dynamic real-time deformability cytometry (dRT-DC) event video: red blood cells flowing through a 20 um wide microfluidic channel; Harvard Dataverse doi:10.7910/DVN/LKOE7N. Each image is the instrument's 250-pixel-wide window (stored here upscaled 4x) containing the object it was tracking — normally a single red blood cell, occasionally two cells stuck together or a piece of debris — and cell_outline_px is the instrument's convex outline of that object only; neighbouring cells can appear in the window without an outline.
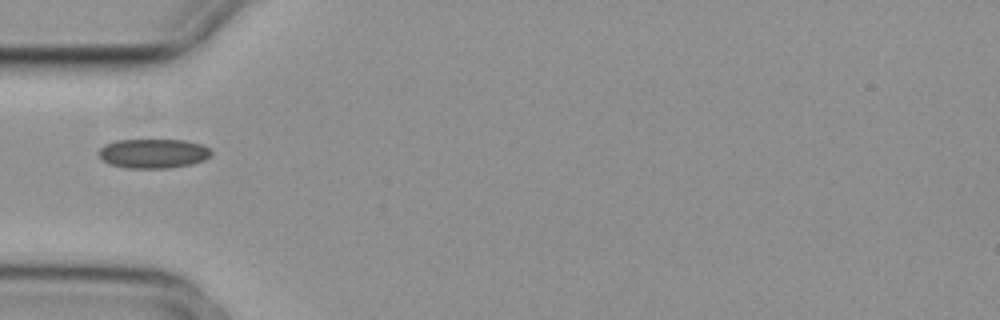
{"species": "common noctule bat (a hibernating species)", "species_latin": "Nyctalus noctula", "temperature_condition": "cold", "stored_images_in_passage": 1, "camera_frame_rate_fps": 3000, "um_per_image_px": 0.085, "animal": {"sex": "female", "body_mass_g": 29.2, "forearm_length_mm": 56.3}, "frame": {"image": 1, "passage_image": 1, "time_ms": 0.0, "image_size_px": [1000, 320], "cell_outline_px": [[212, 156], [204, 160], [192, 164], [168, 168], [128, 168], [108, 164], [96, 152], [104, 144], [116, 140], [184, 140], [204, 144], [212, 152]], "centroid_in_image_um": [13.04, 13.04], "position_along_channel_um": 72.0, "area_um2": 19.48}}